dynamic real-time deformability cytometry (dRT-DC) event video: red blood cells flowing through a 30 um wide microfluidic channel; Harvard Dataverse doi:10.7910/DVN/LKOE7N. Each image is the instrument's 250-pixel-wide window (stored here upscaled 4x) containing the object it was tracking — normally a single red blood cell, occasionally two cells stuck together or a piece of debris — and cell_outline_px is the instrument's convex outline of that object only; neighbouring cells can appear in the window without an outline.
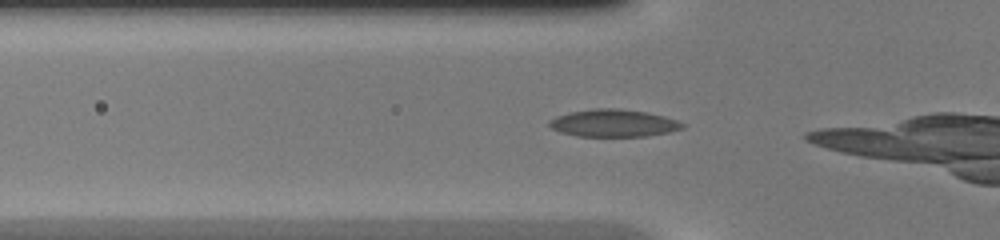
{"species": "common noctule bat (a hibernating species)", "species_latin": "Nyctalus noctula", "temperature_condition": "warm", "stored_images_in_passage": 6, "camera_frame_rate_fps": 3000, "um_per_image_px": 0.085, "animal": {"sex": "female", "body_mass_g": 20.0, "forearm_length_mm": 54.0}, "frame": {"image": 1, "passage_image": 2, "time_ms": 0.333, "image_size_px": [1000, 240], "cell_outline_px": [[688, 124], [684, 128], [668, 132], [644, 136], [576, 136], [560, 132], [552, 128], [548, 124], [548, 120], [556, 116], [568, 112], [596, 108], [620, 108], [644, 112], [664, 116]], "centroid_in_image_um": [52.13, 10.46], "position_along_channel_um": 73.7, "area_um2": 21.33}}
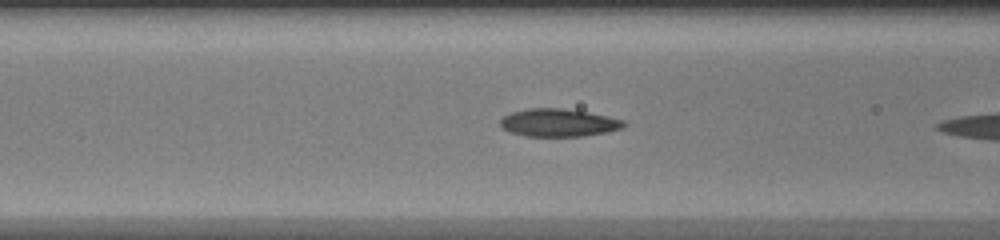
{"frame": {"image": 2, "passage_image": 5, "time_ms": 1.333, "image_size_px": [1000, 240], "cell_outline_px": [[628, 124], [624, 128], [608, 132], [584, 136], [524, 136], [508, 132], [500, 128], [500, 120], [504, 116], [512, 112], [528, 108], [564, 108], [588, 112], [608, 116], [624, 120]], "centroid_in_image_um": [47.49, 10.43], "position_along_channel_um": 119.1, "area_um2": 20.35}}